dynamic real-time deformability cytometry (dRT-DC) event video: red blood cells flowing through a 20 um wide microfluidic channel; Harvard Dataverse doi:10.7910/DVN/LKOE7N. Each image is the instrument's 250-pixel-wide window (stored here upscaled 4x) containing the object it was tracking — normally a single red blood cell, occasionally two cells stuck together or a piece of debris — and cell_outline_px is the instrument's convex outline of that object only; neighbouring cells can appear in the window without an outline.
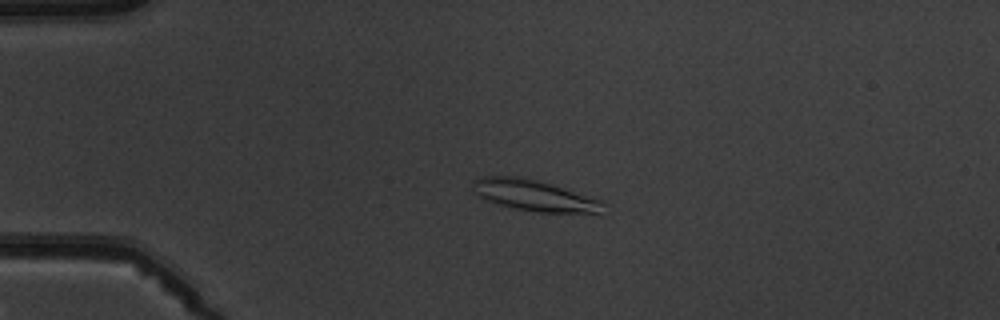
{"species": "common noctule bat (a hibernating species)", "species_latin": "Nyctalus noctula", "temperature_condition": "warm", "stored_images_in_passage": 4, "camera_frame_rate_fps": 3000, "um_per_image_px": 0.085, "animal": {"sex": "male", "body_mass_g": 19.5, "forearm_length_mm": 54.6}, "frame": {"image": 1, "passage_image": 3, "time_ms": 3.333, "image_size_px": [1000, 320], "cell_outline_px": [[604, 204], [600, 212], [540, 212], [516, 208], [500, 204], [488, 200], [480, 196], [476, 192], [472, 180], [480, 176], [516, 176], [536, 180], [564, 188], [604, 200]], "centroid_in_image_um": [45.42, 16.59], "position_along_channel_um": 39.6, "area_um2": 23.0}}